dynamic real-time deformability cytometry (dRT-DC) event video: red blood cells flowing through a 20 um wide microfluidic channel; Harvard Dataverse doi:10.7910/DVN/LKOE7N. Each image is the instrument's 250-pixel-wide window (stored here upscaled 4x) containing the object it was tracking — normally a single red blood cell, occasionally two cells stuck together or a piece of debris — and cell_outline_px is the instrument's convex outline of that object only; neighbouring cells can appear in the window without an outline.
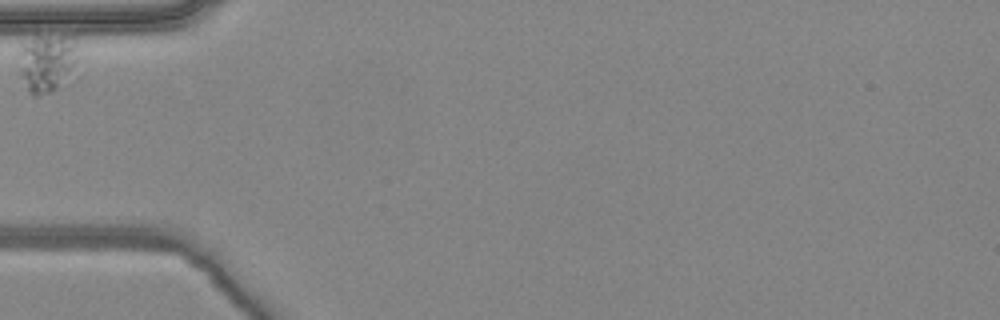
{"species": "common noctule bat (a hibernating species)", "species_latin": "Nyctalus noctula", "temperature_condition": "warm", "stored_images_in_passage": 1, "camera_frame_rate_fps": 3000, "um_per_image_px": 0.085, "animal": {"sex": "female", "body_mass_g": 24.6, "forearm_length_mm": 56.2}, "frame": {"image": 1, "passage_image": 1, "time_ms": 0.0, "image_size_px": [1000, 320], "cell_outline_px": [[76, 36], [72, 64], [64, 84], [52, 92], [36, 96], [32, 96], [28, 92], [20, 72], [20, 52], [24, 44], [36, 36]], "centroid_in_image_um": [3.94, 5.36], "position_along_channel_um": 81.1, "area_um2": 19.19}}